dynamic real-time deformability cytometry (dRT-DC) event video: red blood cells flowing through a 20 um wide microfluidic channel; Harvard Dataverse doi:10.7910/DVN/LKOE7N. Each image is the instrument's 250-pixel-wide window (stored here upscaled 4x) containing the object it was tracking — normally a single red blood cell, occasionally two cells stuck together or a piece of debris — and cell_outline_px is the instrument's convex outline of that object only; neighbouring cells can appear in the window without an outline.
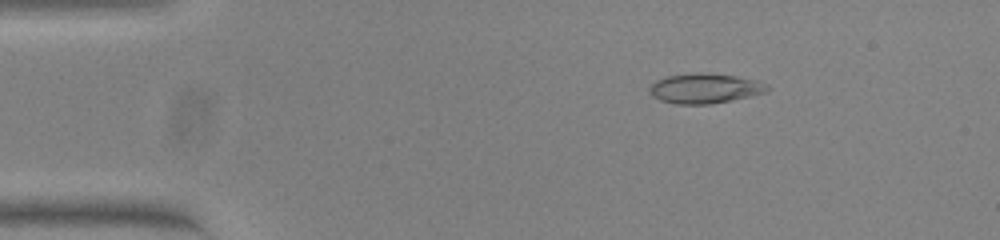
{"species": "common noctule bat (a hibernating species)", "species_latin": "Nyctalus noctula", "temperature_condition": "warm", "stored_images_in_passage": 53, "camera_frame_rate_fps": 3000, "um_per_image_px": 0.085, "animal": {"sex": "female", "body_mass_g": 23.0, "forearm_length_mm": 53.4}, "frame": {"image": 1, "passage_image": 8, "time_ms": 2.333, "image_size_px": [1000, 240], "cell_outline_px": [[768, 88], [764, 92], [732, 100], [708, 104], [676, 104], [660, 100], [652, 96], [648, 92], [648, 88], [656, 80], [668, 76], [696, 72], [700, 72], [736, 76], [756, 80], [768, 84]], "centroid_in_image_um": [59.86, 7.51], "position_along_channel_um": 25.1, "area_um2": 20.4}}
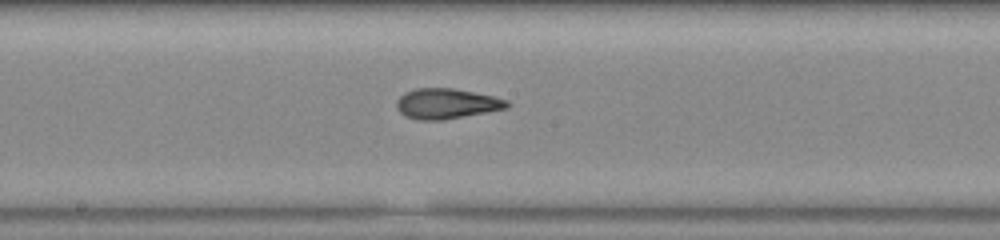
{"frame": {"image": 2, "passage_image": 28, "time_ms": 9.0, "image_size_px": [1000, 240], "cell_outline_px": [[512, 104], [508, 108], [440, 120], [420, 120], [408, 116], [400, 112], [396, 108], [396, 100], [404, 92], [416, 88], [452, 88], [492, 96], [508, 100]], "centroid_in_image_um": [37.95, 8.8], "position_along_channel_um": 210.3, "area_um2": 19.31}}
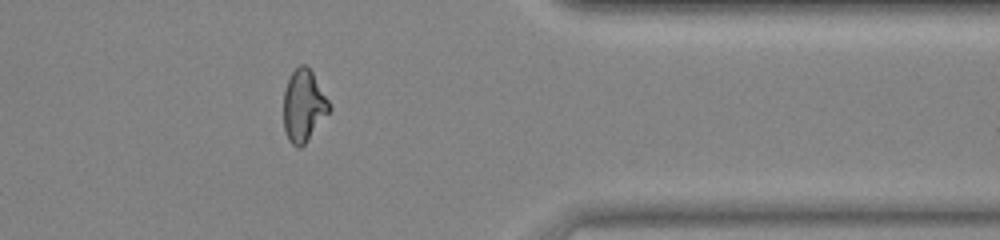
{"frame": {"image": 3, "passage_image": 43, "time_ms": 14.0, "image_size_px": [1000, 240], "cell_outline_px": [[332, 108], [304, 144], [300, 148], [292, 144], [288, 140], [284, 128], [284, 88], [292, 72], [300, 64], [304, 64], [312, 72], [328, 100]], "centroid_in_image_um": [25.79, 8.99], "position_along_channel_um": 385.6, "area_um2": 18.84}, "authors_computed_cell_mechanics": {"area_um2": 19.5364, "velocity_mm_per_s": 3.8297, "shape_relaxation_time_tau1_ms": null, "shape_relaxation_time_tau2_ms": 1.701, "deformation_change_tau1": null, "deformation_change_tau2": 0.0804}}